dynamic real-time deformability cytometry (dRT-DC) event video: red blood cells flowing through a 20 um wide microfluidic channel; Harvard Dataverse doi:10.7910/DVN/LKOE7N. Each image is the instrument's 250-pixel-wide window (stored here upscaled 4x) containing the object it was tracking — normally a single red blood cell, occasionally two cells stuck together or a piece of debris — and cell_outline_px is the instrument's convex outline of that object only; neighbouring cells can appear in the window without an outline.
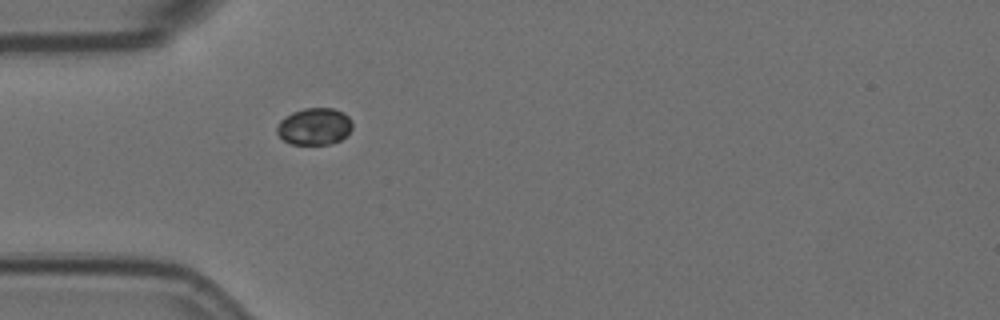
{"species": "Egyptian fruit bat (a non-hibernating species)", "species_latin": "Rousettus aegyptiacus", "temperature_condition": "room temperature", "stored_images_in_passage": 1, "camera_frame_rate_fps": 3000, "um_per_image_px": 0.085, "animal": {"sex": "female"}, "frame": {"image": 1, "passage_image": 1, "time_ms": 0.0, "image_size_px": [1000, 320], "cell_outline_px": [[352, 128], [340, 140], [328, 144], [292, 144], [284, 140], [276, 132], [276, 128], [280, 120], [284, 116], [292, 112], [304, 108], [332, 108], [344, 112], [352, 120]], "centroid_in_image_um": [26.71, 10.73], "position_along_channel_um": 58.3, "area_um2": 16.24}}